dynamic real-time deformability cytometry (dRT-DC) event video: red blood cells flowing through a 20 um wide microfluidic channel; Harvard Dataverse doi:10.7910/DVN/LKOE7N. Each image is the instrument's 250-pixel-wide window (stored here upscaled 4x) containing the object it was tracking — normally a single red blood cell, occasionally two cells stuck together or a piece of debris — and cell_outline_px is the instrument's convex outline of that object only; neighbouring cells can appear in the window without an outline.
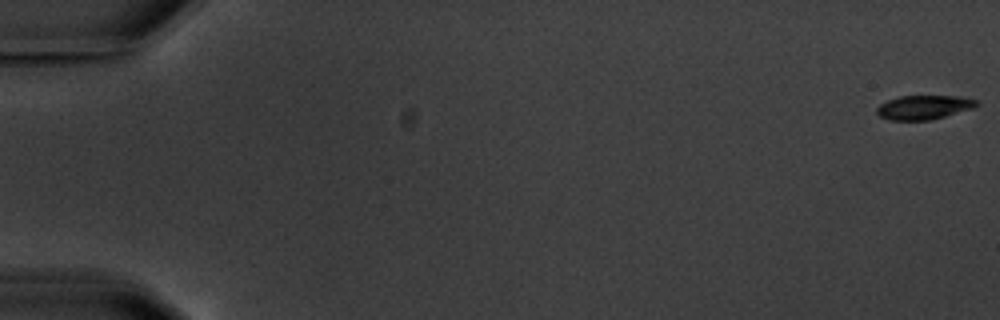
{"species": "common noctule bat (a hibernating species)", "species_latin": "Nyctalus noctula", "temperature_condition": "warm", "stored_images_in_passage": 4, "camera_frame_rate_fps": 3000, "um_per_image_px": 0.085, "animal": {"sex": "male", "body_mass_g": 20.1, "forearm_length_mm": 53.5}, "frame": {"image": 1, "passage_image": 1, "time_ms": 0.0, "image_size_px": [1000, 320], "cell_outline_px": [[980, 104], [972, 108], [944, 116], [928, 120], [888, 120], [880, 116], [876, 112], [876, 108], [880, 104], [888, 100], [900, 96], [960, 96], [976, 100]], "centroid_in_image_um": [78.5, 9.11], "position_along_channel_um": 6.5, "area_um2": 13.87}}